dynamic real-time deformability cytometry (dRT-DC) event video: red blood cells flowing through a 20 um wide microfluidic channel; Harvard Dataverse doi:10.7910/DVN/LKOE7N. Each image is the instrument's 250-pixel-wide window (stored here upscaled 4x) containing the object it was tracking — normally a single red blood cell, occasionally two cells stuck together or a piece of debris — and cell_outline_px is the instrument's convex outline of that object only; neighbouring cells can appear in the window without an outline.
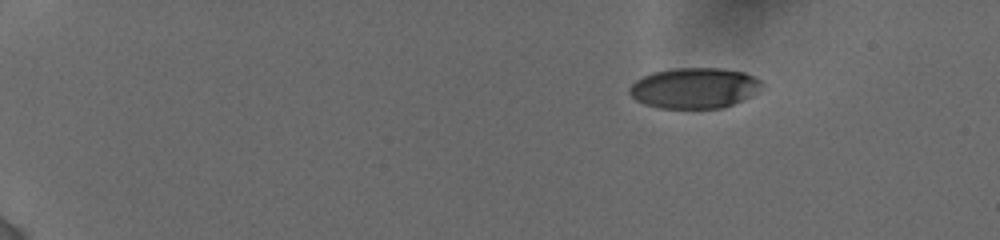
{"species": "human", "species_latin": "Homo sapiens", "temperature_condition": "cold", "stored_images_in_passage": 19, "camera_frame_rate_fps": 3000, "um_per_image_px": 0.085, "donor": {"sex": "female"}, "frame": {"image": 1, "passage_image": 1, "time_ms": 0.0, "image_size_px": [1000, 240], "cell_outline_px": [[760, 88], [756, 92], [724, 108], [660, 108], [644, 104], [636, 100], [628, 92], [628, 88], [636, 80], [652, 72], [676, 68], [720, 68], [744, 72], [760, 80]], "centroid_in_image_um": [58.97, 7.48], "position_along_channel_um": 26.0, "area_um2": 31.04}}
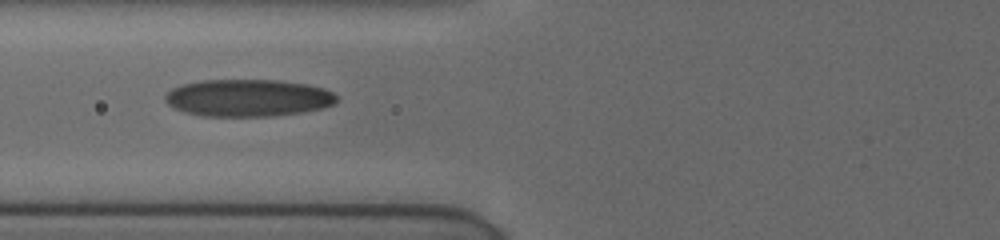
{"frame": {"image": 2, "passage_image": 11, "time_ms": 5.333, "image_size_px": [1000, 240], "cell_outline_px": [[336, 100], [332, 104], [320, 108], [300, 112], [272, 116], [204, 116], [184, 112], [172, 108], [164, 100], [164, 96], [172, 88], [180, 84], [200, 80], [280, 80], [308, 84], [324, 88], [332, 92], [336, 96]], "centroid_in_image_um": [21.02, 8.31], "position_along_channel_um": 104.8, "area_um2": 37.28}}
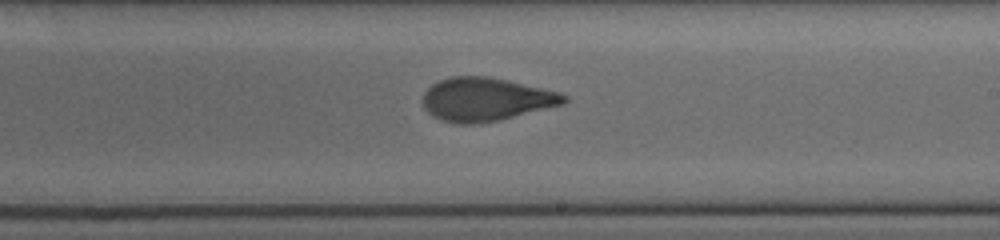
{"frame": {"image": 3, "passage_image": 19, "time_ms": 9.0, "image_size_px": [1000, 240], "cell_outline_px": [[568, 100], [564, 104], [500, 120], [476, 124], [460, 124], [444, 120], [432, 116], [424, 108], [424, 92], [432, 84], [440, 80], [452, 76], [488, 76], [508, 80], [560, 92], [568, 96]], "centroid_in_image_um": [41.32, 8.44], "position_along_channel_um": 247.7, "area_um2": 35.66}}